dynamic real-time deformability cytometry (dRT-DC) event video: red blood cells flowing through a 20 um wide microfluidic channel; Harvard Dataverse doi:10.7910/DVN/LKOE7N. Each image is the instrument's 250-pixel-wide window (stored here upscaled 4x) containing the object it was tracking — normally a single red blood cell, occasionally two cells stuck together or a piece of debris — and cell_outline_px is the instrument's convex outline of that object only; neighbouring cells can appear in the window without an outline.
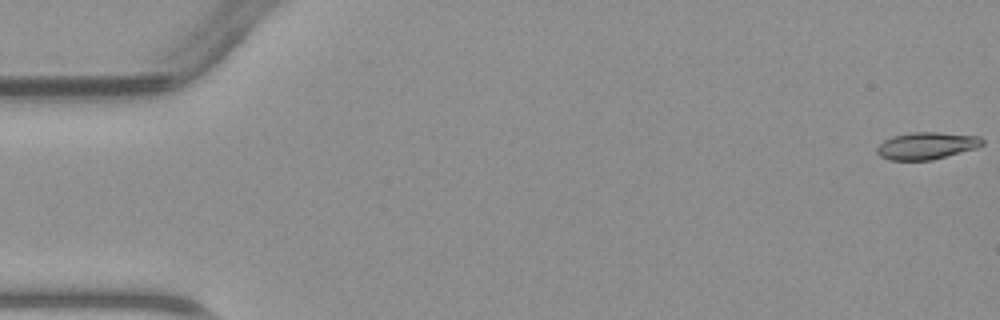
{"species": "common noctule bat (a hibernating species)", "species_latin": "Nyctalus noctula", "temperature_condition": "warm", "stored_images_in_passage": 47, "camera_frame_rate_fps": 3000, "um_per_image_px": 0.085, "animal": {"sex": "male", "body_mass_g": 23.1, "forearm_length_mm": 52.7}, "frame": {"image": 1, "passage_image": 1, "time_ms": 0.0, "image_size_px": [1000, 320], "cell_outline_px": [[984, 144], [976, 148], [932, 160], [888, 160], [880, 156], [876, 152], [876, 148], [884, 140], [892, 136], [912, 132], [940, 132], [980, 136], [984, 140]], "centroid_in_image_um": [78.76, 12.38], "position_along_channel_um": 6.2, "area_um2": 16.76}}
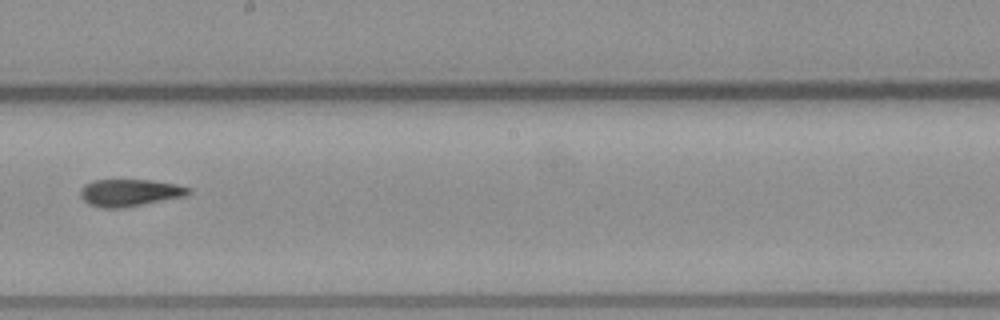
{"frame": {"image": 2, "passage_image": 27, "time_ms": 8.667, "image_size_px": [1000, 320], "cell_outline_px": [[192, 192], [184, 196], [124, 208], [100, 208], [88, 204], [80, 196], [80, 188], [84, 184], [92, 180], [152, 180], [176, 184], [192, 188]], "centroid_in_image_um": [11.0, 16.38], "position_along_channel_um": 237.2, "area_um2": 17.28}}
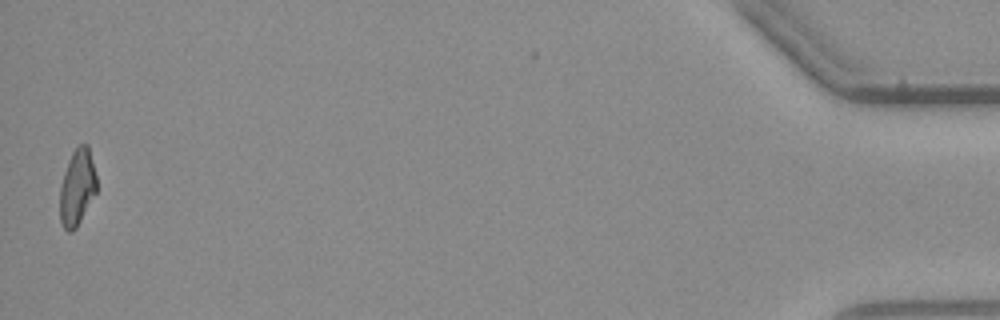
{"frame": {"image": 3, "passage_image": 47, "time_ms": 15.333, "image_size_px": [1000, 320], "cell_outline_px": [[96, 192], [76, 228], [72, 232], [68, 232], [64, 228], [60, 220], [60, 184], [68, 160], [72, 152], [80, 144], [88, 144], [96, 176]], "centroid_in_image_um": [6.54, 15.92], "position_along_channel_um": 428.7, "area_um2": 16.24}}